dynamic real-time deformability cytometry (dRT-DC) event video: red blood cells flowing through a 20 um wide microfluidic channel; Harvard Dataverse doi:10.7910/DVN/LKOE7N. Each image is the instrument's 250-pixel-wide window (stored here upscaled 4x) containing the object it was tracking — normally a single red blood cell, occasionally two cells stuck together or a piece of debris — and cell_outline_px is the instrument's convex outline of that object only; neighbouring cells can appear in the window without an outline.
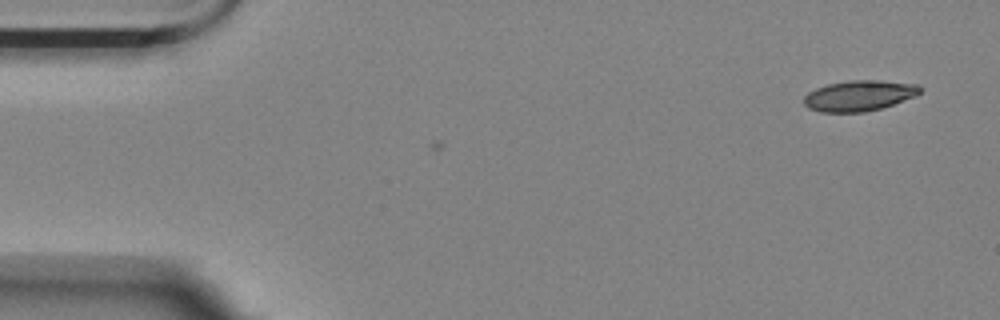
{"species": "Egyptian fruit bat (a non-hibernating species)", "species_latin": "Rousettus aegyptiacus", "temperature_condition": "room temperature", "stored_images_in_passage": 2, "camera_frame_rate_fps": 3000, "um_per_image_px": 0.085, "animal": {"sex": "female"}, "frame": {"image": 1, "passage_image": 2, "time_ms": 0.333, "image_size_px": [1000, 320], "cell_outline_px": [[920, 92], [916, 96], [880, 108], [864, 112], [820, 112], [808, 108], [804, 104], [804, 96], [808, 92], [816, 88], [828, 84], [848, 80], [880, 80], [916, 84], [920, 88]], "centroid_in_image_um": [72.99, 8.13], "position_along_channel_um": 12.0, "area_um2": 20.63}}